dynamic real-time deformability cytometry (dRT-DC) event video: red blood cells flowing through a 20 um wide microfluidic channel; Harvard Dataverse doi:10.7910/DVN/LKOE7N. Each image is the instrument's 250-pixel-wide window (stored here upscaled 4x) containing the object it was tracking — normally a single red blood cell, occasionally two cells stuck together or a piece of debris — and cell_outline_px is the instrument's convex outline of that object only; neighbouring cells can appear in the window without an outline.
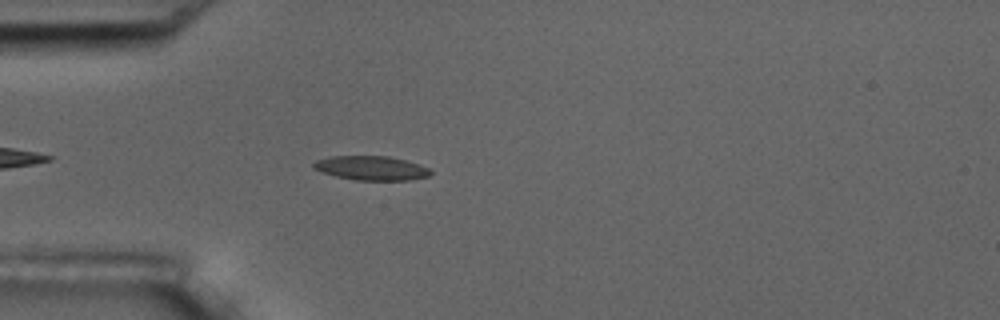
{"species": "common noctule bat (a hibernating species)", "species_latin": "Nyctalus noctula", "temperature_condition": "room temperature", "stored_images_in_passage": 45, "camera_frame_rate_fps": 3000, "um_per_image_px": 0.085, "animal": {"sex": "male", "body_mass_g": 17.5, "forearm_length_mm": 52.3}, "frame": {"image": 1, "passage_image": 5, "time_ms": 1.333, "image_size_px": [1000, 320], "cell_outline_px": [[432, 172], [428, 176], [408, 180], [356, 180], [336, 176], [312, 168], [312, 164], [316, 160], [332, 156], [388, 156], [420, 164], [428, 168]], "centroid_in_image_um": [31.55, 14.28], "position_along_channel_um": 53.4, "area_um2": 16.36}}
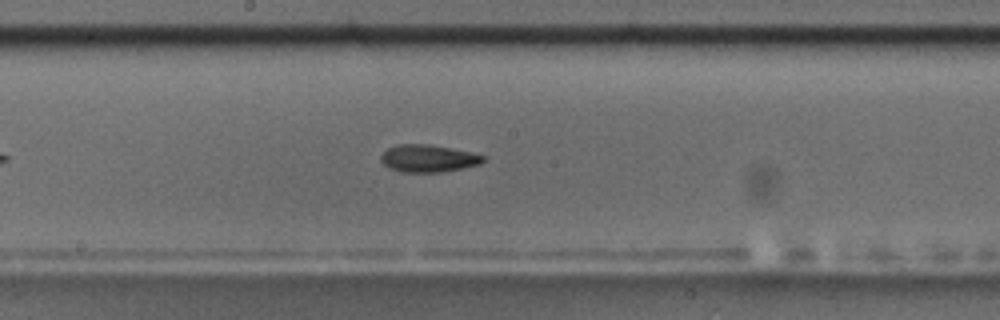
{"frame": {"image": 2, "passage_image": 19, "time_ms": 6.0, "image_size_px": [1000, 320], "cell_outline_px": [[484, 160], [480, 164], [444, 172], [400, 172], [388, 168], [380, 160], [380, 156], [388, 148], [396, 144], [428, 144], [468, 152], [484, 156]], "centroid_in_image_um": [36.34, 13.47], "position_along_channel_um": 211.9, "area_um2": 16.18}}
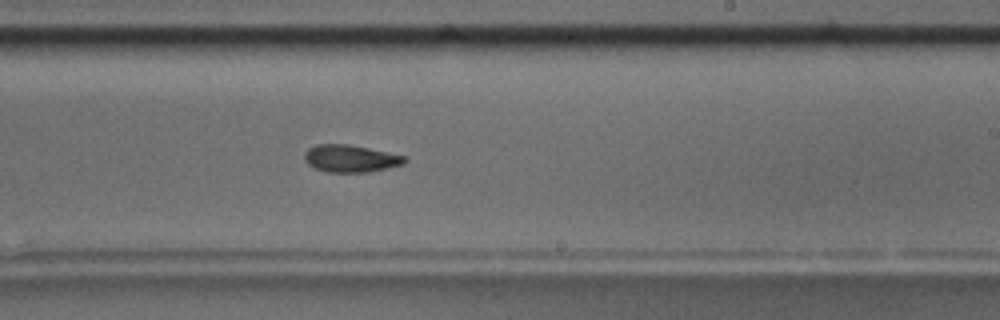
{"frame": {"image": 3, "passage_image": 23, "time_ms": 7.333, "image_size_px": [1000, 320], "cell_outline_px": [[408, 160], [404, 164], [368, 172], [328, 172], [316, 168], [308, 164], [304, 160], [304, 152], [308, 148], [316, 144], [348, 144], [368, 148], [404, 156]], "centroid_in_image_um": [29.76, 13.47], "position_along_channel_um": 259.2, "area_um2": 15.84}, "authors_computed_cell_mechanics": {"area_um2": 16.1262, "velocity_mm_per_s": 3.5671, "shape_relaxation_time_tau1_ms": 5.5896, "shape_relaxation_time_tau2_ms": 3.0039, "deformation_change_tau1": 0.1431, "deformation_change_tau2": 0.0888}}